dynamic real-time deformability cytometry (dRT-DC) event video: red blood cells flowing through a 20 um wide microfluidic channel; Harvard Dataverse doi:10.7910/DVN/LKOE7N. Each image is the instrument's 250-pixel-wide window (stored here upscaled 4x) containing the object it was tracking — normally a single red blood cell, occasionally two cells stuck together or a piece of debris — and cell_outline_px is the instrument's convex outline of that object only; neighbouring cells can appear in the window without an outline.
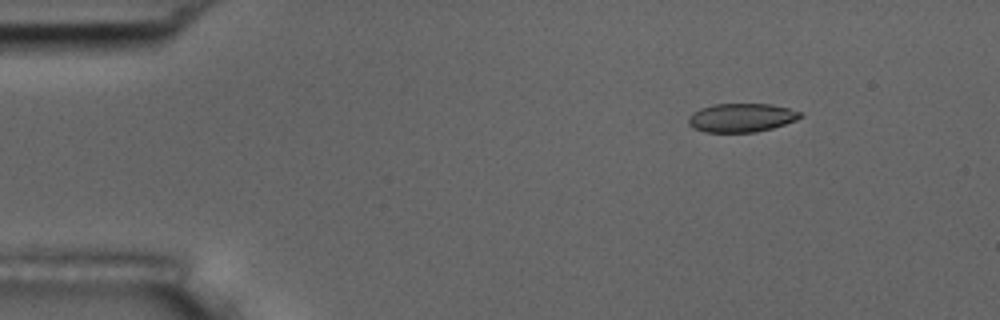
{"species": "common noctule bat (a hibernating species)", "species_latin": "Nyctalus noctula", "temperature_condition": "room temperature", "stored_images_in_passage": 7, "camera_frame_rate_fps": 3000, "um_per_image_px": 0.085, "animal": {"sex": "male", "body_mass_g": 17.5, "forearm_length_mm": 52.3}, "frame": {"image": 1, "passage_image": 3, "time_ms": 2.333, "image_size_px": [1000, 320], "cell_outline_px": [[804, 116], [796, 120], [772, 128], [756, 132], [704, 132], [692, 128], [688, 124], [688, 116], [692, 112], [700, 108], [716, 104], [772, 104], [804, 112]], "centroid_in_image_um": [63.02, 10.0], "position_along_channel_um": 22.0, "area_um2": 18.9}}
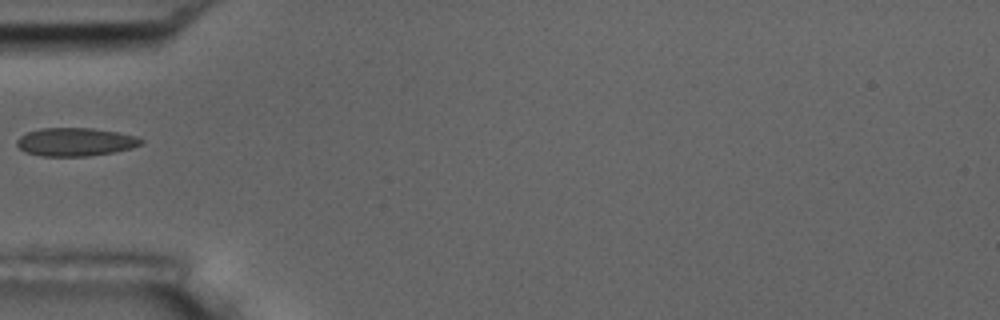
{"frame": {"image": 2, "passage_image": 6, "time_ms": 6.0, "image_size_px": [1000, 320], "cell_outline_px": [[144, 140], [140, 144], [132, 148], [112, 152], [88, 156], [40, 156], [24, 152], [16, 144], [16, 140], [20, 136], [28, 132], [40, 128], [92, 128], [116, 132], [136, 136]], "centroid_in_image_um": [6.37, 12.06], "position_along_channel_um": 78.6, "area_um2": 20.4}}